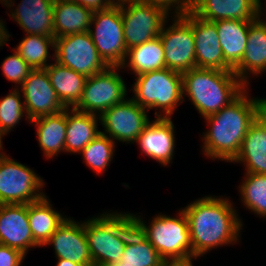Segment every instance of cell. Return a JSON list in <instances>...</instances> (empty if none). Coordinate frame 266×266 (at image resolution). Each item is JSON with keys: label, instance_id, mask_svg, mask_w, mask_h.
Masks as SVG:
<instances>
[{"label": "cell", "instance_id": "obj_1", "mask_svg": "<svg viewBox=\"0 0 266 266\" xmlns=\"http://www.w3.org/2000/svg\"><path fill=\"white\" fill-rule=\"evenodd\" d=\"M183 211L189 224L192 259L212 248L238 241L243 224L228 198L205 196L188 204Z\"/></svg>", "mask_w": 266, "mask_h": 266}, {"label": "cell", "instance_id": "obj_2", "mask_svg": "<svg viewBox=\"0 0 266 266\" xmlns=\"http://www.w3.org/2000/svg\"><path fill=\"white\" fill-rule=\"evenodd\" d=\"M246 87L219 112L204 118L210 125L203 135V152L209 158L233 162L249 127L259 116L257 98H249Z\"/></svg>", "mask_w": 266, "mask_h": 266}, {"label": "cell", "instance_id": "obj_3", "mask_svg": "<svg viewBox=\"0 0 266 266\" xmlns=\"http://www.w3.org/2000/svg\"><path fill=\"white\" fill-rule=\"evenodd\" d=\"M182 87L183 98L187 95L204 118L219 112L246 88L233 71L197 67L182 73Z\"/></svg>", "mask_w": 266, "mask_h": 266}, {"label": "cell", "instance_id": "obj_4", "mask_svg": "<svg viewBox=\"0 0 266 266\" xmlns=\"http://www.w3.org/2000/svg\"><path fill=\"white\" fill-rule=\"evenodd\" d=\"M133 100L141 107L156 108V117L171 118L177 106L184 100L182 73L164 68L137 75L131 89ZM159 108V109H158Z\"/></svg>", "mask_w": 266, "mask_h": 266}, {"label": "cell", "instance_id": "obj_5", "mask_svg": "<svg viewBox=\"0 0 266 266\" xmlns=\"http://www.w3.org/2000/svg\"><path fill=\"white\" fill-rule=\"evenodd\" d=\"M178 214L176 218L158 214L149 226L138 217L144 224L148 241L166 262L192 260L188 220L183 209Z\"/></svg>", "mask_w": 266, "mask_h": 266}, {"label": "cell", "instance_id": "obj_6", "mask_svg": "<svg viewBox=\"0 0 266 266\" xmlns=\"http://www.w3.org/2000/svg\"><path fill=\"white\" fill-rule=\"evenodd\" d=\"M95 26V31L91 26ZM89 34L100 57L109 67L123 66L127 48L121 16V2L93 13Z\"/></svg>", "mask_w": 266, "mask_h": 266}, {"label": "cell", "instance_id": "obj_7", "mask_svg": "<svg viewBox=\"0 0 266 266\" xmlns=\"http://www.w3.org/2000/svg\"><path fill=\"white\" fill-rule=\"evenodd\" d=\"M0 152V205L29 204L41 200L43 179L29 167Z\"/></svg>", "mask_w": 266, "mask_h": 266}, {"label": "cell", "instance_id": "obj_8", "mask_svg": "<svg viewBox=\"0 0 266 266\" xmlns=\"http://www.w3.org/2000/svg\"><path fill=\"white\" fill-rule=\"evenodd\" d=\"M121 16L127 50L158 37L170 17L164 8L140 0L121 2Z\"/></svg>", "mask_w": 266, "mask_h": 266}, {"label": "cell", "instance_id": "obj_9", "mask_svg": "<svg viewBox=\"0 0 266 266\" xmlns=\"http://www.w3.org/2000/svg\"><path fill=\"white\" fill-rule=\"evenodd\" d=\"M120 69L122 67H108L87 78L81 98L73 108L100 116L115 104L123 102L127 98V88L125 81L117 73Z\"/></svg>", "mask_w": 266, "mask_h": 266}, {"label": "cell", "instance_id": "obj_10", "mask_svg": "<svg viewBox=\"0 0 266 266\" xmlns=\"http://www.w3.org/2000/svg\"><path fill=\"white\" fill-rule=\"evenodd\" d=\"M54 60L89 78L109 66L100 57L89 32L55 38Z\"/></svg>", "mask_w": 266, "mask_h": 266}, {"label": "cell", "instance_id": "obj_11", "mask_svg": "<svg viewBox=\"0 0 266 266\" xmlns=\"http://www.w3.org/2000/svg\"><path fill=\"white\" fill-rule=\"evenodd\" d=\"M173 24L160 32L166 68L183 73L196 67L195 39L192 22L183 15H174Z\"/></svg>", "mask_w": 266, "mask_h": 266}, {"label": "cell", "instance_id": "obj_12", "mask_svg": "<svg viewBox=\"0 0 266 266\" xmlns=\"http://www.w3.org/2000/svg\"><path fill=\"white\" fill-rule=\"evenodd\" d=\"M146 110L132 98H126L99 116V121L105 130L101 133L115 141L136 142L143 129L150 122Z\"/></svg>", "mask_w": 266, "mask_h": 266}, {"label": "cell", "instance_id": "obj_13", "mask_svg": "<svg viewBox=\"0 0 266 266\" xmlns=\"http://www.w3.org/2000/svg\"><path fill=\"white\" fill-rule=\"evenodd\" d=\"M19 89L23 93L28 121L66 109L51 85L46 68L32 69Z\"/></svg>", "mask_w": 266, "mask_h": 266}, {"label": "cell", "instance_id": "obj_14", "mask_svg": "<svg viewBox=\"0 0 266 266\" xmlns=\"http://www.w3.org/2000/svg\"><path fill=\"white\" fill-rule=\"evenodd\" d=\"M184 15L192 22L196 67L233 71L224 60L215 23L201 19L191 10L185 12Z\"/></svg>", "mask_w": 266, "mask_h": 266}, {"label": "cell", "instance_id": "obj_15", "mask_svg": "<svg viewBox=\"0 0 266 266\" xmlns=\"http://www.w3.org/2000/svg\"><path fill=\"white\" fill-rule=\"evenodd\" d=\"M0 244L27 254L28 248L39 247L31 233L28 204L0 205Z\"/></svg>", "mask_w": 266, "mask_h": 266}, {"label": "cell", "instance_id": "obj_16", "mask_svg": "<svg viewBox=\"0 0 266 266\" xmlns=\"http://www.w3.org/2000/svg\"><path fill=\"white\" fill-rule=\"evenodd\" d=\"M53 245L56 258L69 259L72 262L93 266L83 223L66 218L43 246Z\"/></svg>", "mask_w": 266, "mask_h": 266}, {"label": "cell", "instance_id": "obj_17", "mask_svg": "<svg viewBox=\"0 0 266 266\" xmlns=\"http://www.w3.org/2000/svg\"><path fill=\"white\" fill-rule=\"evenodd\" d=\"M136 143L146 156L163 166L169 165L175 152L174 125L171 118L156 117L155 121L149 122Z\"/></svg>", "mask_w": 266, "mask_h": 266}, {"label": "cell", "instance_id": "obj_18", "mask_svg": "<svg viewBox=\"0 0 266 266\" xmlns=\"http://www.w3.org/2000/svg\"><path fill=\"white\" fill-rule=\"evenodd\" d=\"M261 15L250 20L244 55L233 69L246 87L249 85L248 74L257 76L266 71V21L261 19Z\"/></svg>", "mask_w": 266, "mask_h": 266}, {"label": "cell", "instance_id": "obj_19", "mask_svg": "<svg viewBox=\"0 0 266 266\" xmlns=\"http://www.w3.org/2000/svg\"><path fill=\"white\" fill-rule=\"evenodd\" d=\"M190 10L206 21L256 19L261 9L253 0H193Z\"/></svg>", "mask_w": 266, "mask_h": 266}, {"label": "cell", "instance_id": "obj_20", "mask_svg": "<svg viewBox=\"0 0 266 266\" xmlns=\"http://www.w3.org/2000/svg\"><path fill=\"white\" fill-rule=\"evenodd\" d=\"M54 3V0H22L12 9L10 17L26 34L54 37Z\"/></svg>", "mask_w": 266, "mask_h": 266}, {"label": "cell", "instance_id": "obj_21", "mask_svg": "<svg viewBox=\"0 0 266 266\" xmlns=\"http://www.w3.org/2000/svg\"><path fill=\"white\" fill-rule=\"evenodd\" d=\"M85 236L93 266H111L120 261L125 245L110 235L91 218L84 222Z\"/></svg>", "mask_w": 266, "mask_h": 266}, {"label": "cell", "instance_id": "obj_22", "mask_svg": "<svg viewBox=\"0 0 266 266\" xmlns=\"http://www.w3.org/2000/svg\"><path fill=\"white\" fill-rule=\"evenodd\" d=\"M233 162H243L245 173L266 175V122L261 117L258 116L249 127Z\"/></svg>", "mask_w": 266, "mask_h": 266}, {"label": "cell", "instance_id": "obj_23", "mask_svg": "<svg viewBox=\"0 0 266 266\" xmlns=\"http://www.w3.org/2000/svg\"><path fill=\"white\" fill-rule=\"evenodd\" d=\"M98 115L66 108L65 152L80 153L102 131L97 128Z\"/></svg>", "mask_w": 266, "mask_h": 266}, {"label": "cell", "instance_id": "obj_24", "mask_svg": "<svg viewBox=\"0 0 266 266\" xmlns=\"http://www.w3.org/2000/svg\"><path fill=\"white\" fill-rule=\"evenodd\" d=\"M106 233L117 237L124 245H137L147 241L144 224L133 213H103L92 218Z\"/></svg>", "mask_w": 266, "mask_h": 266}, {"label": "cell", "instance_id": "obj_25", "mask_svg": "<svg viewBox=\"0 0 266 266\" xmlns=\"http://www.w3.org/2000/svg\"><path fill=\"white\" fill-rule=\"evenodd\" d=\"M93 13L76 1H55L54 38L89 32Z\"/></svg>", "mask_w": 266, "mask_h": 266}, {"label": "cell", "instance_id": "obj_26", "mask_svg": "<svg viewBox=\"0 0 266 266\" xmlns=\"http://www.w3.org/2000/svg\"><path fill=\"white\" fill-rule=\"evenodd\" d=\"M218 32L225 62L234 69L241 61L246 45L250 21H214Z\"/></svg>", "mask_w": 266, "mask_h": 266}, {"label": "cell", "instance_id": "obj_27", "mask_svg": "<svg viewBox=\"0 0 266 266\" xmlns=\"http://www.w3.org/2000/svg\"><path fill=\"white\" fill-rule=\"evenodd\" d=\"M37 126V139L47 159L65 152L66 109L59 113L35 118L31 121Z\"/></svg>", "mask_w": 266, "mask_h": 266}, {"label": "cell", "instance_id": "obj_28", "mask_svg": "<svg viewBox=\"0 0 266 266\" xmlns=\"http://www.w3.org/2000/svg\"><path fill=\"white\" fill-rule=\"evenodd\" d=\"M52 87L66 108H73L80 100L87 77L55 61L46 67Z\"/></svg>", "mask_w": 266, "mask_h": 266}, {"label": "cell", "instance_id": "obj_29", "mask_svg": "<svg viewBox=\"0 0 266 266\" xmlns=\"http://www.w3.org/2000/svg\"><path fill=\"white\" fill-rule=\"evenodd\" d=\"M28 219L34 240L43 246L66 217L54 210L47 196H44L41 200L28 204Z\"/></svg>", "mask_w": 266, "mask_h": 266}, {"label": "cell", "instance_id": "obj_30", "mask_svg": "<svg viewBox=\"0 0 266 266\" xmlns=\"http://www.w3.org/2000/svg\"><path fill=\"white\" fill-rule=\"evenodd\" d=\"M164 54L163 44L158 36L155 39L128 49L125 62L121 67L123 69L124 67L130 68L136 76L164 69L166 68Z\"/></svg>", "mask_w": 266, "mask_h": 266}, {"label": "cell", "instance_id": "obj_31", "mask_svg": "<svg viewBox=\"0 0 266 266\" xmlns=\"http://www.w3.org/2000/svg\"><path fill=\"white\" fill-rule=\"evenodd\" d=\"M49 47L55 50V38L26 34L25 38L14 48L31 69H44L49 64Z\"/></svg>", "mask_w": 266, "mask_h": 266}, {"label": "cell", "instance_id": "obj_32", "mask_svg": "<svg viewBox=\"0 0 266 266\" xmlns=\"http://www.w3.org/2000/svg\"><path fill=\"white\" fill-rule=\"evenodd\" d=\"M244 206L260 217H266V175L246 173L239 185Z\"/></svg>", "mask_w": 266, "mask_h": 266}, {"label": "cell", "instance_id": "obj_33", "mask_svg": "<svg viewBox=\"0 0 266 266\" xmlns=\"http://www.w3.org/2000/svg\"><path fill=\"white\" fill-rule=\"evenodd\" d=\"M114 148L115 141L100 133L79 154L83 155L84 162L88 167L101 174L111 163L115 152Z\"/></svg>", "mask_w": 266, "mask_h": 266}, {"label": "cell", "instance_id": "obj_34", "mask_svg": "<svg viewBox=\"0 0 266 266\" xmlns=\"http://www.w3.org/2000/svg\"><path fill=\"white\" fill-rule=\"evenodd\" d=\"M20 91V92H19ZM21 90L14 88L7 96L0 99V141L19 123L26 113L24 102L21 100Z\"/></svg>", "mask_w": 266, "mask_h": 266}, {"label": "cell", "instance_id": "obj_35", "mask_svg": "<svg viewBox=\"0 0 266 266\" xmlns=\"http://www.w3.org/2000/svg\"><path fill=\"white\" fill-rule=\"evenodd\" d=\"M165 262L148 240L142 244L126 245L119 261L121 265L131 266H164Z\"/></svg>", "mask_w": 266, "mask_h": 266}, {"label": "cell", "instance_id": "obj_36", "mask_svg": "<svg viewBox=\"0 0 266 266\" xmlns=\"http://www.w3.org/2000/svg\"><path fill=\"white\" fill-rule=\"evenodd\" d=\"M12 51L14 54L4 59L2 71L6 79L21 86L32 69L15 49Z\"/></svg>", "mask_w": 266, "mask_h": 266}, {"label": "cell", "instance_id": "obj_37", "mask_svg": "<svg viewBox=\"0 0 266 266\" xmlns=\"http://www.w3.org/2000/svg\"><path fill=\"white\" fill-rule=\"evenodd\" d=\"M25 256L18 249L0 244V266H21Z\"/></svg>", "mask_w": 266, "mask_h": 266}, {"label": "cell", "instance_id": "obj_38", "mask_svg": "<svg viewBox=\"0 0 266 266\" xmlns=\"http://www.w3.org/2000/svg\"><path fill=\"white\" fill-rule=\"evenodd\" d=\"M145 3L157 5L164 8L168 13L174 7V15H183L191 8V3L188 0H140Z\"/></svg>", "mask_w": 266, "mask_h": 266}, {"label": "cell", "instance_id": "obj_39", "mask_svg": "<svg viewBox=\"0 0 266 266\" xmlns=\"http://www.w3.org/2000/svg\"><path fill=\"white\" fill-rule=\"evenodd\" d=\"M76 2L93 12L107 9L115 4L113 0H76Z\"/></svg>", "mask_w": 266, "mask_h": 266}, {"label": "cell", "instance_id": "obj_40", "mask_svg": "<svg viewBox=\"0 0 266 266\" xmlns=\"http://www.w3.org/2000/svg\"><path fill=\"white\" fill-rule=\"evenodd\" d=\"M4 23V21L0 20V47L5 45V43L9 40V37L11 36L8 34Z\"/></svg>", "mask_w": 266, "mask_h": 266}, {"label": "cell", "instance_id": "obj_41", "mask_svg": "<svg viewBox=\"0 0 266 266\" xmlns=\"http://www.w3.org/2000/svg\"><path fill=\"white\" fill-rule=\"evenodd\" d=\"M259 117L266 122V98H258Z\"/></svg>", "mask_w": 266, "mask_h": 266}, {"label": "cell", "instance_id": "obj_42", "mask_svg": "<svg viewBox=\"0 0 266 266\" xmlns=\"http://www.w3.org/2000/svg\"><path fill=\"white\" fill-rule=\"evenodd\" d=\"M57 259L58 262L56 266H85L83 264L72 262L69 259H62V258H57Z\"/></svg>", "mask_w": 266, "mask_h": 266}, {"label": "cell", "instance_id": "obj_43", "mask_svg": "<svg viewBox=\"0 0 266 266\" xmlns=\"http://www.w3.org/2000/svg\"><path fill=\"white\" fill-rule=\"evenodd\" d=\"M164 266H193V264L192 260H189V261L165 262Z\"/></svg>", "mask_w": 266, "mask_h": 266}, {"label": "cell", "instance_id": "obj_44", "mask_svg": "<svg viewBox=\"0 0 266 266\" xmlns=\"http://www.w3.org/2000/svg\"><path fill=\"white\" fill-rule=\"evenodd\" d=\"M255 4L262 10V3L260 0H253Z\"/></svg>", "mask_w": 266, "mask_h": 266}, {"label": "cell", "instance_id": "obj_45", "mask_svg": "<svg viewBox=\"0 0 266 266\" xmlns=\"http://www.w3.org/2000/svg\"><path fill=\"white\" fill-rule=\"evenodd\" d=\"M111 266H131V265H121L119 262L112 264Z\"/></svg>", "mask_w": 266, "mask_h": 266}, {"label": "cell", "instance_id": "obj_46", "mask_svg": "<svg viewBox=\"0 0 266 266\" xmlns=\"http://www.w3.org/2000/svg\"><path fill=\"white\" fill-rule=\"evenodd\" d=\"M114 3H120V2H123V1H128V0H113Z\"/></svg>", "mask_w": 266, "mask_h": 266}, {"label": "cell", "instance_id": "obj_47", "mask_svg": "<svg viewBox=\"0 0 266 266\" xmlns=\"http://www.w3.org/2000/svg\"><path fill=\"white\" fill-rule=\"evenodd\" d=\"M54 1H65V2H71V1H76V0H54Z\"/></svg>", "mask_w": 266, "mask_h": 266}, {"label": "cell", "instance_id": "obj_48", "mask_svg": "<svg viewBox=\"0 0 266 266\" xmlns=\"http://www.w3.org/2000/svg\"><path fill=\"white\" fill-rule=\"evenodd\" d=\"M2 142L0 141V150H3Z\"/></svg>", "mask_w": 266, "mask_h": 266}]
</instances>
